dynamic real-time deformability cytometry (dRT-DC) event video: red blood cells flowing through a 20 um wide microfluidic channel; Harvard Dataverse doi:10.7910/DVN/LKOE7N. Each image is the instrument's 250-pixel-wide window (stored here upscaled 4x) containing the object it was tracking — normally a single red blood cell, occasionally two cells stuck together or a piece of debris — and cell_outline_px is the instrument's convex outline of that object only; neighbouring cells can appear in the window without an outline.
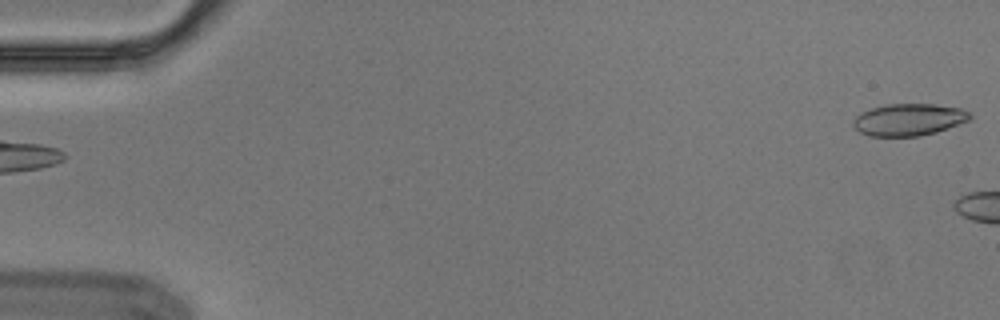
{"species": "Egyptian fruit bat (a non-hibernating species)", "species_latin": "Rousettus aegyptiacus", "temperature_condition": "cold", "stored_images_in_passage": 2, "camera_frame_rate_fps": 3000, "um_per_image_px": 0.085, "animal": {"sex": "male"}, "frame": {"image": 1, "passage_image": 2, "time_ms": 0.333, "image_size_px": [1000, 320], "cell_outline_px": [[972, 116], [968, 120], [960, 124], [936, 132], [920, 136], [868, 136], [860, 132], [852, 124], [852, 120], [856, 116], [872, 108], [888, 104], [936, 104], [960, 108], [968, 112]], "centroid_in_image_um": [77.25, 10.17], "position_along_channel_um": 7.8, "area_um2": 21.68}}